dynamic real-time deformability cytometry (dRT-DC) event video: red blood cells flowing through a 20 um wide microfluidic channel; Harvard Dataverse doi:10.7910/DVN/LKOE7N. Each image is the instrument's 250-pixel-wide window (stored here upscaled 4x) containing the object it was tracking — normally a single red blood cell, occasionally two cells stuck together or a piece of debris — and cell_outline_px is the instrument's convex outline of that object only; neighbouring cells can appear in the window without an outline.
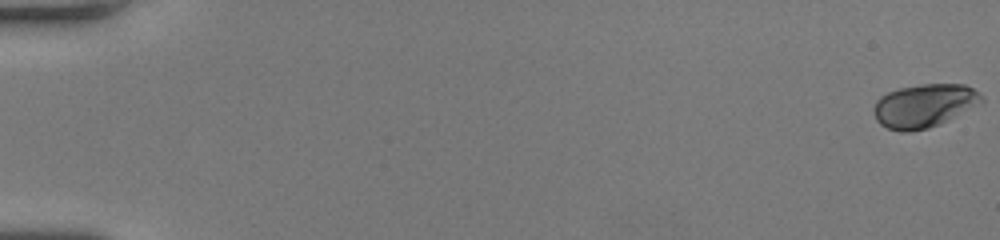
{"species": "human", "species_latin": "Homo sapiens", "temperature_condition": "room temperature", "stored_images_in_passage": 48, "camera_frame_rate_fps": 3000, "um_per_image_px": 0.085, "donor": {"sex": "female"}, "frame": {"image": 1, "passage_image": 1, "time_ms": 0.0, "image_size_px": [1000, 240], "cell_outline_px": [[984, 100], [940, 124], [928, 128], [908, 132], [900, 132], [888, 128], [880, 124], [876, 120], [872, 108], [876, 100], [880, 96], [888, 92], [900, 88], [920, 84], [964, 84], [972, 88], [984, 96]], "centroid_in_image_um": [78.5, 8.98], "position_along_channel_um": 6.5, "area_um2": 27.17}}
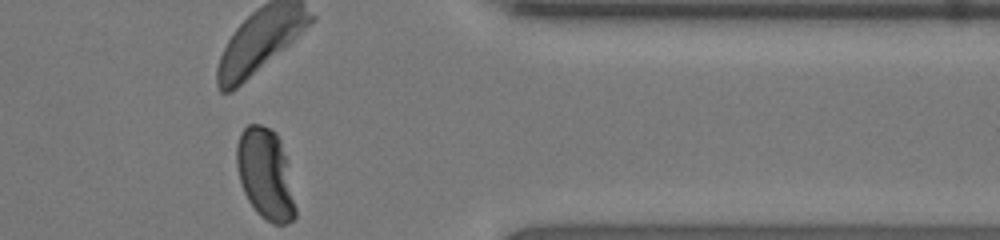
{"frame": {"image": 2, "passage_image": 48, "time_ms": 15.667, "image_size_px": [1000, 240], "cell_outline_px": [[296, 216], [292, 220], [284, 224], [272, 224], [260, 216], [256, 212], [248, 200], [244, 192], [240, 180], [236, 164], [236, 144], [244, 128], [248, 124], [260, 124], [272, 128], [276, 132], [280, 140], [288, 160], [296, 208]], "centroid_in_image_um": [22.58, 14.79], "position_along_channel_um": 388.8, "area_um2": 31.56}, "authors_computed_cell_mechanics": {"area_um2": 29.0156, "velocity_mm_per_s": 3.9949, "shape_relaxation_time_tau1_ms": 6.7528, "shape_relaxation_time_tau2_ms": null, "deformation_change_tau1": 0.2799, "deformation_change_tau2": null}}